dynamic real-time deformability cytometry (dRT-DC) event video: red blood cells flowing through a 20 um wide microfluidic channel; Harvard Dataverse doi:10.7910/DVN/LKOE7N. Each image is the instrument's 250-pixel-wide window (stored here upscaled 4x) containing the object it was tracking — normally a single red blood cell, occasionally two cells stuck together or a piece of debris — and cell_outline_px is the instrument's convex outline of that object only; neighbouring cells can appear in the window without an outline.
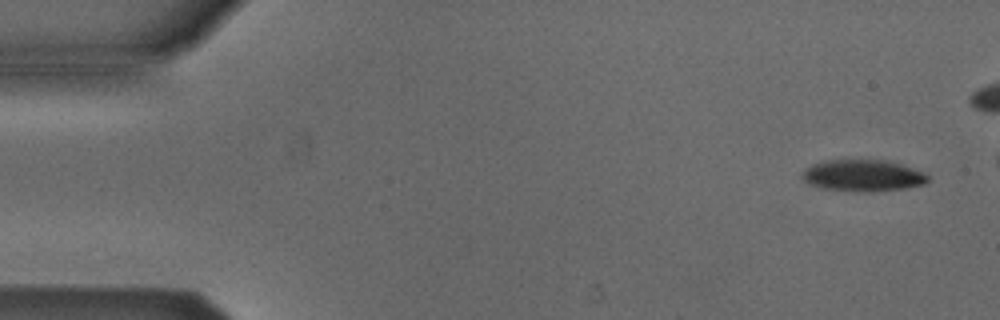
{"species": "Egyptian fruit bat (a non-hibernating species)", "species_latin": "Rousettus aegyptiacus", "temperature_condition": "cold", "stored_images_in_passage": 5, "camera_frame_rate_fps": 3000, "um_per_image_px": 0.085, "animal": {"sex": "male"}, "frame": {"image": 1, "passage_image": 1, "time_ms": 0.0, "image_size_px": [1000, 320], "cell_outline_px": [[928, 180], [924, 184], [908, 188], [872, 192], [852, 192], [820, 188], [804, 180], [800, 176], [804, 168], [812, 164], [828, 160], [880, 160], [900, 164], [924, 172], [928, 176]], "centroid_in_image_um": [73.32, 14.94], "position_along_channel_um": 11.7, "area_um2": 23.29}}
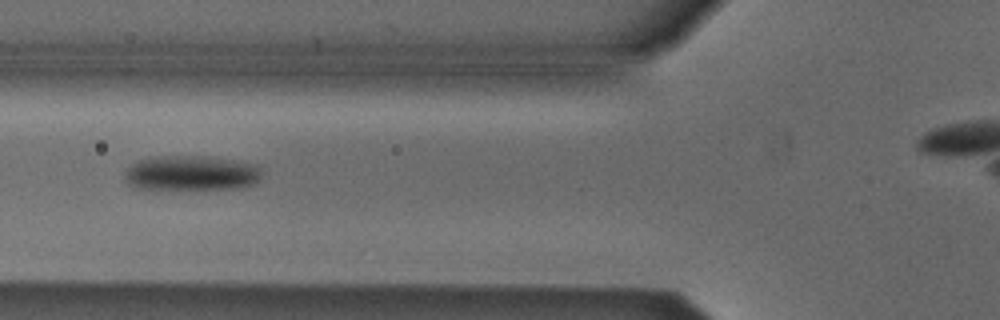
{"frame": {"image": 2, "passage_image": 5, "time_ms": 1.333, "image_size_px": [1000, 320], "cell_outline_px": [[260, 176], [256, 184], [240, 188], [136, 188], [128, 184], [128, 168], [136, 160], [148, 156], [208, 156], [256, 164], [260, 168]], "centroid_in_image_um": [16.29, 14.69], "position_along_channel_um": 109.5, "area_um2": 27.63}}